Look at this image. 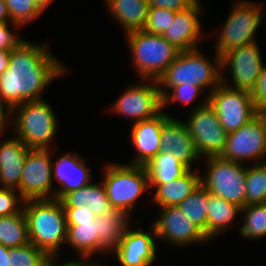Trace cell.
<instances>
[{
  "label": "cell",
  "instance_id": "cell-1",
  "mask_svg": "<svg viewBox=\"0 0 266 266\" xmlns=\"http://www.w3.org/2000/svg\"><path fill=\"white\" fill-rule=\"evenodd\" d=\"M45 42L24 40L11 50L8 69L0 75V97L11 108L44 100L42 94L68 69Z\"/></svg>",
  "mask_w": 266,
  "mask_h": 266
},
{
  "label": "cell",
  "instance_id": "cell-2",
  "mask_svg": "<svg viewBox=\"0 0 266 266\" xmlns=\"http://www.w3.org/2000/svg\"><path fill=\"white\" fill-rule=\"evenodd\" d=\"M30 243L59 259L67 240V222L59 199L26 200L23 206Z\"/></svg>",
  "mask_w": 266,
  "mask_h": 266
},
{
  "label": "cell",
  "instance_id": "cell-3",
  "mask_svg": "<svg viewBox=\"0 0 266 266\" xmlns=\"http://www.w3.org/2000/svg\"><path fill=\"white\" fill-rule=\"evenodd\" d=\"M202 49L180 51L157 80L162 97L181 84L199 86L209 95L222 82L221 58L213 52L212 59Z\"/></svg>",
  "mask_w": 266,
  "mask_h": 266
},
{
  "label": "cell",
  "instance_id": "cell-4",
  "mask_svg": "<svg viewBox=\"0 0 266 266\" xmlns=\"http://www.w3.org/2000/svg\"><path fill=\"white\" fill-rule=\"evenodd\" d=\"M58 117L52 106L44 99L24 102L12 109L14 136L29 149H52L59 130Z\"/></svg>",
  "mask_w": 266,
  "mask_h": 266
},
{
  "label": "cell",
  "instance_id": "cell-5",
  "mask_svg": "<svg viewBox=\"0 0 266 266\" xmlns=\"http://www.w3.org/2000/svg\"><path fill=\"white\" fill-rule=\"evenodd\" d=\"M102 183L114 211L133 216L136 202L149 188V175L145 166L110 162L102 169ZM131 214V215H130Z\"/></svg>",
  "mask_w": 266,
  "mask_h": 266
},
{
  "label": "cell",
  "instance_id": "cell-6",
  "mask_svg": "<svg viewBox=\"0 0 266 266\" xmlns=\"http://www.w3.org/2000/svg\"><path fill=\"white\" fill-rule=\"evenodd\" d=\"M230 6V12L215 33L213 51L222 58L225 54L240 46L256 42V33L264 26L263 8L260 3L252 0H235ZM259 28V29H258Z\"/></svg>",
  "mask_w": 266,
  "mask_h": 266
},
{
  "label": "cell",
  "instance_id": "cell-7",
  "mask_svg": "<svg viewBox=\"0 0 266 266\" xmlns=\"http://www.w3.org/2000/svg\"><path fill=\"white\" fill-rule=\"evenodd\" d=\"M125 38L132 58L131 66L139 79L158 80L180 53L159 34L137 30L126 33Z\"/></svg>",
  "mask_w": 266,
  "mask_h": 266
},
{
  "label": "cell",
  "instance_id": "cell-8",
  "mask_svg": "<svg viewBox=\"0 0 266 266\" xmlns=\"http://www.w3.org/2000/svg\"><path fill=\"white\" fill-rule=\"evenodd\" d=\"M203 161L206 172L201 174V185L214 196L241 208L246 206V164L224 160L220 156H208L202 158Z\"/></svg>",
  "mask_w": 266,
  "mask_h": 266
},
{
  "label": "cell",
  "instance_id": "cell-9",
  "mask_svg": "<svg viewBox=\"0 0 266 266\" xmlns=\"http://www.w3.org/2000/svg\"><path fill=\"white\" fill-rule=\"evenodd\" d=\"M204 95L203 100L201 98L189 109V116L183 121L202 158L220 156L225 148L228 133L220 124L214 109L209 105L207 93Z\"/></svg>",
  "mask_w": 266,
  "mask_h": 266
},
{
  "label": "cell",
  "instance_id": "cell-10",
  "mask_svg": "<svg viewBox=\"0 0 266 266\" xmlns=\"http://www.w3.org/2000/svg\"><path fill=\"white\" fill-rule=\"evenodd\" d=\"M139 81V84L126 86L111 104L112 106L109 105L111 115L116 114L136 123L152 119L162 112V96L157 80L139 79Z\"/></svg>",
  "mask_w": 266,
  "mask_h": 266
},
{
  "label": "cell",
  "instance_id": "cell-11",
  "mask_svg": "<svg viewBox=\"0 0 266 266\" xmlns=\"http://www.w3.org/2000/svg\"><path fill=\"white\" fill-rule=\"evenodd\" d=\"M259 44L256 41L240 46L221 58L223 84L234 89L253 91L265 64ZM224 73H230L229 77Z\"/></svg>",
  "mask_w": 266,
  "mask_h": 266
},
{
  "label": "cell",
  "instance_id": "cell-12",
  "mask_svg": "<svg viewBox=\"0 0 266 266\" xmlns=\"http://www.w3.org/2000/svg\"><path fill=\"white\" fill-rule=\"evenodd\" d=\"M208 103L227 133L238 130L258 114L250 91L230 88L222 82L208 95Z\"/></svg>",
  "mask_w": 266,
  "mask_h": 266
},
{
  "label": "cell",
  "instance_id": "cell-13",
  "mask_svg": "<svg viewBox=\"0 0 266 266\" xmlns=\"http://www.w3.org/2000/svg\"><path fill=\"white\" fill-rule=\"evenodd\" d=\"M55 149H29L20 177L19 193L26 200L55 199L52 157ZM53 154V156H52Z\"/></svg>",
  "mask_w": 266,
  "mask_h": 266
},
{
  "label": "cell",
  "instance_id": "cell-14",
  "mask_svg": "<svg viewBox=\"0 0 266 266\" xmlns=\"http://www.w3.org/2000/svg\"><path fill=\"white\" fill-rule=\"evenodd\" d=\"M220 157L241 164L251 163V160L254 164L266 162V127L258 114L238 130L227 134Z\"/></svg>",
  "mask_w": 266,
  "mask_h": 266
},
{
  "label": "cell",
  "instance_id": "cell-15",
  "mask_svg": "<svg viewBox=\"0 0 266 266\" xmlns=\"http://www.w3.org/2000/svg\"><path fill=\"white\" fill-rule=\"evenodd\" d=\"M157 211V218L150 222L154 226L157 242L173 245L174 249L209 243L204 232L178 206L159 207Z\"/></svg>",
  "mask_w": 266,
  "mask_h": 266
},
{
  "label": "cell",
  "instance_id": "cell-16",
  "mask_svg": "<svg viewBox=\"0 0 266 266\" xmlns=\"http://www.w3.org/2000/svg\"><path fill=\"white\" fill-rule=\"evenodd\" d=\"M129 226L120 245L112 252L120 266H151L157 260V236L151 224L148 230Z\"/></svg>",
  "mask_w": 266,
  "mask_h": 266
},
{
  "label": "cell",
  "instance_id": "cell-17",
  "mask_svg": "<svg viewBox=\"0 0 266 266\" xmlns=\"http://www.w3.org/2000/svg\"><path fill=\"white\" fill-rule=\"evenodd\" d=\"M197 0L192 6L177 11L174 21L169 25L162 36L180 51H188L199 48L207 33H203L202 22L204 5Z\"/></svg>",
  "mask_w": 266,
  "mask_h": 266
},
{
  "label": "cell",
  "instance_id": "cell-18",
  "mask_svg": "<svg viewBox=\"0 0 266 266\" xmlns=\"http://www.w3.org/2000/svg\"><path fill=\"white\" fill-rule=\"evenodd\" d=\"M86 162L84 156L72 150L52 158V179L59 186L55 188V199L60 200L66 193L92 182L91 169Z\"/></svg>",
  "mask_w": 266,
  "mask_h": 266
},
{
  "label": "cell",
  "instance_id": "cell-19",
  "mask_svg": "<svg viewBox=\"0 0 266 266\" xmlns=\"http://www.w3.org/2000/svg\"><path fill=\"white\" fill-rule=\"evenodd\" d=\"M169 117L172 115L162 110L152 119L132 123L129 136L136 153L129 164L146 166L161 151V129Z\"/></svg>",
  "mask_w": 266,
  "mask_h": 266
},
{
  "label": "cell",
  "instance_id": "cell-20",
  "mask_svg": "<svg viewBox=\"0 0 266 266\" xmlns=\"http://www.w3.org/2000/svg\"><path fill=\"white\" fill-rule=\"evenodd\" d=\"M161 151L172 153L188 169L195 168L196 162H200L202 159L184 121H181L180 118L178 119L177 116L169 117L163 123L161 129Z\"/></svg>",
  "mask_w": 266,
  "mask_h": 266
},
{
  "label": "cell",
  "instance_id": "cell-21",
  "mask_svg": "<svg viewBox=\"0 0 266 266\" xmlns=\"http://www.w3.org/2000/svg\"><path fill=\"white\" fill-rule=\"evenodd\" d=\"M0 138V187L19 192L20 177L29 148L14 135L9 138L1 135Z\"/></svg>",
  "mask_w": 266,
  "mask_h": 266
},
{
  "label": "cell",
  "instance_id": "cell-22",
  "mask_svg": "<svg viewBox=\"0 0 266 266\" xmlns=\"http://www.w3.org/2000/svg\"><path fill=\"white\" fill-rule=\"evenodd\" d=\"M189 169L183 176L169 183L160 184L153 193L151 202L159 207L178 206L201 185V173Z\"/></svg>",
  "mask_w": 266,
  "mask_h": 266
},
{
  "label": "cell",
  "instance_id": "cell-23",
  "mask_svg": "<svg viewBox=\"0 0 266 266\" xmlns=\"http://www.w3.org/2000/svg\"><path fill=\"white\" fill-rule=\"evenodd\" d=\"M64 208L87 206L96 217L105 216L114 211L102 182H93L77 190L66 193L61 199Z\"/></svg>",
  "mask_w": 266,
  "mask_h": 266
},
{
  "label": "cell",
  "instance_id": "cell-24",
  "mask_svg": "<svg viewBox=\"0 0 266 266\" xmlns=\"http://www.w3.org/2000/svg\"><path fill=\"white\" fill-rule=\"evenodd\" d=\"M108 15L120 25L124 34L142 30L148 12V0H103Z\"/></svg>",
  "mask_w": 266,
  "mask_h": 266
},
{
  "label": "cell",
  "instance_id": "cell-25",
  "mask_svg": "<svg viewBox=\"0 0 266 266\" xmlns=\"http://www.w3.org/2000/svg\"><path fill=\"white\" fill-rule=\"evenodd\" d=\"M68 246L79 256L78 260L90 261L97 254H109L100 244L98 224L93 222L80 223V225H67ZM74 249V250H73Z\"/></svg>",
  "mask_w": 266,
  "mask_h": 266
},
{
  "label": "cell",
  "instance_id": "cell-26",
  "mask_svg": "<svg viewBox=\"0 0 266 266\" xmlns=\"http://www.w3.org/2000/svg\"><path fill=\"white\" fill-rule=\"evenodd\" d=\"M208 241H213L235 223L241 214V207L208 192Z\"/></svg>",
  "mask_w": 266,
  "mask_h": 266
},
{
  "label": "cell",
  "instance_id": "cell-27",
  "mask_svg": "<svg viewBox=\"0 0 266 266\" xmlns=\"http://www.w3.org/2000/svg\"><path fill=\"white\" fill-rule=\"evenodd\" d=\"M149 175V188L169 183L183 176L189 169L170 152L160 151L145 166Z\"/></svg>",
  "mask_w": 266,
  "mask_h": 266
},
{
  "label": "cell",
  "instance_id": "cell-28",
  "mask_svg": "<svg viewBox=\"0 0 266 266\" xmlns=\"http://www.w3.org/2000/svg\"><path fill=\"white\" fill-rule=\"evenodd\" d=\"M131 216L122 211H113L112 213L96 217L98 224L99 241L101 246L110 254L120 245L122 238L129 226Z\"/></svg>",
  "mask_w": 266,
  "mask_h": 266
},
{
  "label": "cell",
  "instance_id": "cell-29",
  "mask_svg": "<svg viewBox=\"0 0 266 266\" xmlns=\"http://www.w3.org/2000/svg\"><path fill=\"white\" fill-rule=\"evenodd\" d=\"M28 222L24 210L17 214L0 217V243L8 248L28 244Z\"/></svg>",
  "mask_w": 266,
  "mask_h": 266
},
{
  "label": "cell",
  "instance_id": "cell-30",
  "mask_svg": "<svg viewBox=\"0 0 266 266\" xmlns=\"http://www.w3.org/2000/svg\"><path fill=\"white\" fill-rule=\"evenodd\" d=\"M240 216H243L241 238L256 241L266 237V203L246 205L241 208Z\"/></svg>",
  "mask_w": 266,
  "mask_h": 266
},
{
  "label": "cell",
  "instance_id": "cell-31",
  "mask_svg": "<svg viewBox=\"0 0 266 266\" xmlns=\"http://www.w3.org/2000/svg\"><path fill=\"white\" fill-rule=\"evenodd\" d=\"M208 191L200 187L183 200L178 207L205 234L208 239Z\"/></svg>",
  "mask_w": 266,
  "mask_h": 266
},
{
  "label": "cell",
  "instance_id": "cell-32",
  "mask_svg": "<svg viewBox=\"0 0 266 266\" xmlns=\"http://www.w3.org/2000/svg\"><path fill=\"white\" fill-rule=\"evenodd\" d=\"M246 205L266 203V162L246 164Z\"/></svg>",
  "mask_w": 266,
  "mask_h": 266
},
{
  "label": "cell",
  "instance_id": "cell-33",
  "mask_svg": "<svg viewBox=\"0 0 266 266\" xmlns=\"http://www.w3.org/2000/svg\"><path fill=\"white\" fill-rule=\"evenodd\" d=\"M9 266H48L51 258L34 244L9 248Z\"/></svg>",
  "mask_w": 266,
  "mask_h": 266
},
{
  "label": "cell",
  "instance_id": "cell-34",
  "mask_svg": "<svg viewBox=\"0 0 266 266\" xmlns=\"http://www.w3.org/2000/svg\"><path fill=\"white\" fill-rule=\"evenodd\" d=\"M12 23L21 27L28 25L43 14L34 0H5Z\"/></svg>",
  "mask_w": 266,
  "mask_h": 266
},
{
  "label": "cell",
  "instance_id": "cell-35",
  "mask_svg": "<svg viewBox=\"0 0 266 266\" xmlns=\"http://www.w3.org/2000/svg\"><path fill=\"white\" fill-rule=\"evenodd\" d=\"M203 91L201 87L192 84L174 86L162 97V110L175 103H181V105H190L191 103L192 105L202 95Z\"/></svg>",
  "mask_w": 266,
  "mask_h": 266
},
{
  "label": "cell",
  "instance_id": "cell-36",
  "mask_svg": "<svg viewBox=\"0 0 266 266\" xmlns=\"http://www.w3.org/2000/svg\"><path fill=\"white\" fill-rule=\"evenodd\" d=\"M175 13V11L165 8L149 7L148 16L142 30L150 34H164L174 21Z\"/></svg>",
  "mask_w": 266,
  "mask_h": 266
},
{
  "label": "cell",
  "instance_id": "cell-37",
  "mask_svg": "<svg viewBox=\"0 0 266 266\" xmlns=\"http://www.w3.org/2000/svg\"><path fill=\"white\" fill-rule=\"evenodd\" d=\"M24 202L16 189L0 187V217L21 212Z\"/></svg>",
  "mask_w": 266,
  "mask_h": 266
},
{
  "label": "cell",
  "instance_id": "cell-38",
  "mask_svg": "<svg viewBox=\"0 0 266 266\" xmlns=\"http://www.w3.org/2000/svg\"><path fill=\"white\" fill-rule=\"evenodd\" d=\"M20 28L22 27L12 22H0V50L11 51L26 40L15 31Z\"/></svg>",
  "mask_w": 266,
  "mask_h": 266
},
{
  "label": "cell",
  "instance_id": "cell-39",
  "mask_svg": "<svg viewBox=\"0 0 266 266\" xmlns=\"http://www.w3.org/2000/svg\"><path fill=\"white\" fill-rule=\"evenodd\" d=\"M67 225H80V223L93 222L96 216L87 206L77 208H64Z\"/></svg>",
  "mask_w": 266,
  "mask_h": 266
},
{
  "label": "cell",
  "instance_id": "cell-40",
  "mask_svg": "<svg viewBox=\"0 0 266 266\" xmlns=\"http://www.w3.org/2000/svg\"><path fill=\"white\" fill-rule=\"evenodd\" d=\"M251 93L257 111L266 106V64H264L255 88Z\"/></svg>",
  "mask_w": 266,
  "mask_h": 266
},
{
  "label": "cell",
  "instance_id": "cell-41",
  "mask_svg": "<svg viewBox=\"0 0 266 266\" xmlns=\"http://www.w3.org/2000/svg\"><path fill=\"white\" fill-rule=\"evenodd\" d=\"M196 1L197 0H148L150 7H160L175 12L192 6Z\"/></svg>",
  "mask_w": 266,
  "mask_h": 266
},
{
  "label": "cell",
  "instance_id": "cell-42",
  "mask_svg": "<svg viewBox=\"0 0 266 266\" xmlns=\"http://www.w3.org/2000/svg\"><path fill=\"white\" fill-rule=\"evenodd\" d=\"M8 125L12 127V109L0 97V135H5Z\"/></svg>",
  "mask_w": 266,
  "mask_h": 266
},
{
  "label": "cell",
  "instance_id": "cell-43",
  "mask_svg": "<svg viewBox=\"0 0 266 266\" xmlns=\"http://www.w3.org/2000/svg\"><path fill=\"white\" fill-rule=\"evenodd\" d=\"M59 259H51L50 260V266H105L102 262H99V264L95 261H87V260H78V259H70L69 261H60L58 263ZM62 262V263H61ZM101 263V264H100Z\"/></svg>",
  "mask_w": 266,
  "mask_h": 266
},
{
  "label": "cell",
  "instance_id": "cell-44",
  "mask_svg": "<svg viewBox=\"0 0 266 266\" xmlns=\"http://www.w3.org/2000/svg\"><path fill=\"white\" fill-rule=\"evenodd\" d=\"M11 51L0 50V75L8 69Z\"/></svg>",
  "mask_w": 266,
  "mask_h": 266
},
{
  "label": "cell",
  "instance_id": "cell-45",
  "mask_svg": "<svg viewBox=\"0 0 266 266\" xmlns=\"http://www.w3.org/2000/svg\"><path fill=\"white\" fill-rule=\"evenodd\" d=\"M9 265H10L9 248L5 247L0 243V266H9Z\"/></svg>",
  "mask_w": 266,
  "mask_h": 266
},
{
  "label": "cell",
  "instance_id": "cell-46",
  "mask_svg": "<svg viewBox=\"0 0 266 266\" xmlns=\"http://www.w3.org/2000/svg\"><path fill=\"white\" fill-rule=\"evenodd\" d=\"M0 22H12L5 0H0Z\"/></svg>",
  "mask_w": 266,
  "mask_h": 266
},
{
  "label": "cell",
  "instance_id": "cell-47",
  "mask_svg": "<svg viewBox=\"0 0 266 266\" xmlns=\"http://www.w3.org/2000/svg\"><path fill=\"white\" fill-rule=\"evenodd\" d=\"M54 0H34L36 6L44 13Z\"/></svg>",
  "mask_w": 266,
  "mask_h": 266
},
{
  "label": "cell",
  "instance_id": "cell-48",
  "mask_svg": "<svg viewBox=\"0 0 266 266\" xmlns=\"http://www.w3.org/2000/svg\"><path fill=\"white\" fill-rule=\"evenodd\" d=\"M258 115L261 117V119L264 121L265 127H266V106L261 107L258 110Z\"/></svg>",
  "mask_w": 266,
  "mask_h": 266
},
{
  "label": "cell",
  "instance_id": "cell-49",
  "mask_svg": "<svg viewBox=\"0 0 266 266\" xmlns=\"http://www.w3.org/2000/svg\"><path fill=\"white\" fill-rule=\"evenodd\" d=\"M261 5H262V8H263V10H265V11H263V20H264V26H265V28H266V7H265V4H263V3H261ZM265 8V9H264ZM266 30V29H265Z\"/></svg>",
  "mask_w": 266,
  "mask_h": 266
}]
</instances>
